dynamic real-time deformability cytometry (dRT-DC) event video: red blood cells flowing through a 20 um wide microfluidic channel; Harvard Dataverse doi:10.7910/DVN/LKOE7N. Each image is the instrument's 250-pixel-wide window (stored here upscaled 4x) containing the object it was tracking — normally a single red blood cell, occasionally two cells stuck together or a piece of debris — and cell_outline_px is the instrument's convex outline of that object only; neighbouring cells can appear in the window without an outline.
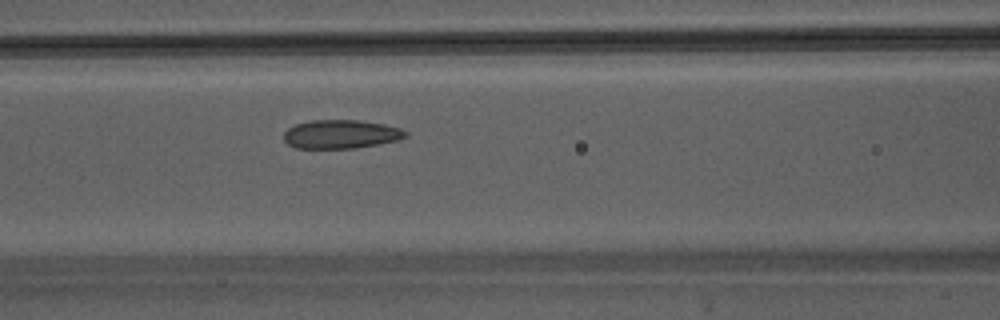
{"species": "Egyptian fruit bat (a non-hibernating species)", "species_latin": "Rousettus aegyptiacus", "temperature_condition": "warm", "stored_images_in_passage": 41, "camera_frame_rate_fps": 3000, "um_per_image_px": 0.085, "animal": {"sex": "male"}, "frame": {"image": 1, "passage_image": 16, "time_ms": 5.0, "image_size_px": [1000, 320], "cell_outline_px": [[408, 136], [400, 140], [356, 148], [296, 148], [288, 144], [284, 140], [284, 132], [288, 128], [296, 124], [308, 120], [360, 120], [384, 124], [400, 128], [408, 132]], "centroid_in_image_um": [29.0, 11.4], "position_along_channel_um": 137.6, "area_um2": 20.52}}
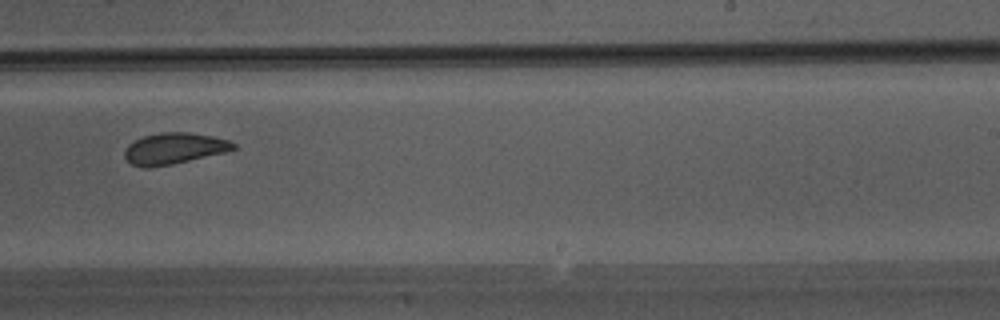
{"frame": {"image": 2, "passage_image": 25, "time_ms": 8.0, "image_size_px": [1000, 320], "cell_outline_px": [[236, 148], [224, 152], [172, 164], [148, 168], [144, 168], [132, 164], [124, 156], [124, 152], [128, 144], [144, 136], [160, 132], [188, 132], [212, 136], [228, 140], [236, 144]], "centroid_in_image_um": [14.78, 12.62], "position_along_channel_um": 274.2, "area_um2": 19.59}}
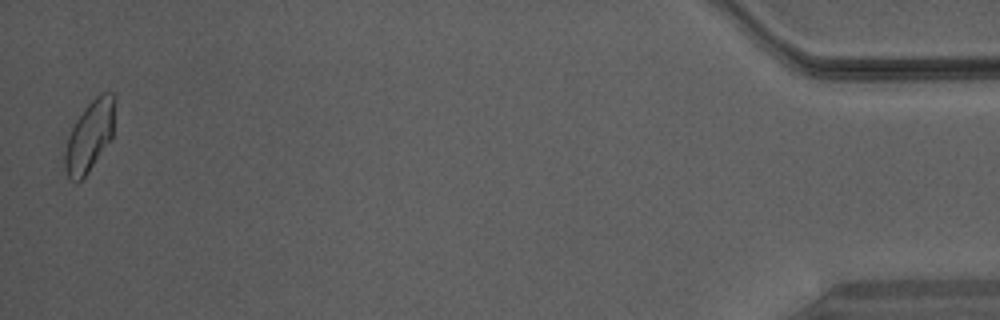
{"frame": {"image": 3, "passage_image": 41, "time_ms": 13.333, "image_size_px": [1000, 320], "cell_outline_px": [[116, 100], [112, 136], [88, 172], [76, 184], [68, 176], [64, 168], [64, 152], [68, 136], [76, 120], [84, 108], [100, 92], [112, 92], [116, 96]], "centroid_in_image_um": [7.62, 11.53], "position_along_channel_um": 427.6, "area_um2": 20.52}}